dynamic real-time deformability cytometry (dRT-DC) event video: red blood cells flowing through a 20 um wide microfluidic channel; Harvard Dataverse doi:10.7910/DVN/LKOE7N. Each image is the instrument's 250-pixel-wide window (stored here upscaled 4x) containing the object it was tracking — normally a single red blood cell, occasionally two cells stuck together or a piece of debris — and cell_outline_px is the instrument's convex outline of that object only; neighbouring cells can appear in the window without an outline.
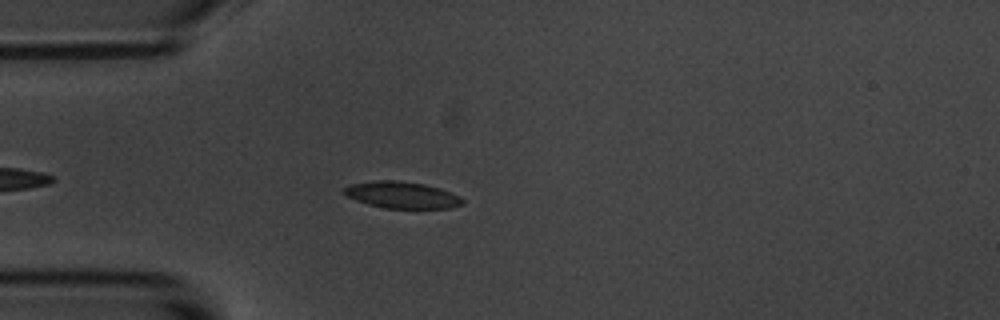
{"species": "common noctule bat (a hibernating species)", "species_latin": "Nyctalus noctula", "temperature_condition": "room temperature", "stored_images_in_passage": 32, "camera_frame_rate_fps": 3000, "um_per_image_px": 0.085, "animal": {"sex": "male", "body_mass_g": 20.1, "forearm_length_mm": 53.5}, "frame": {"image": 1, "passage_image": 7, "time_ms": 2.0, "image_size_px": [1000, 320], "cell_outline_px": [[464, 204], [452, 208], [384, 208], [368, 204], [356, 200], [340, 192], [348, 184], [376, 180], [396, 180], [424, 184], [440, 188], [452, 192], [460, 196], [464, 200]], "centroid_in_image_um": [34.17, 16.57], "position_along_channel_um": 50.8, "area_um2": 18.61}}
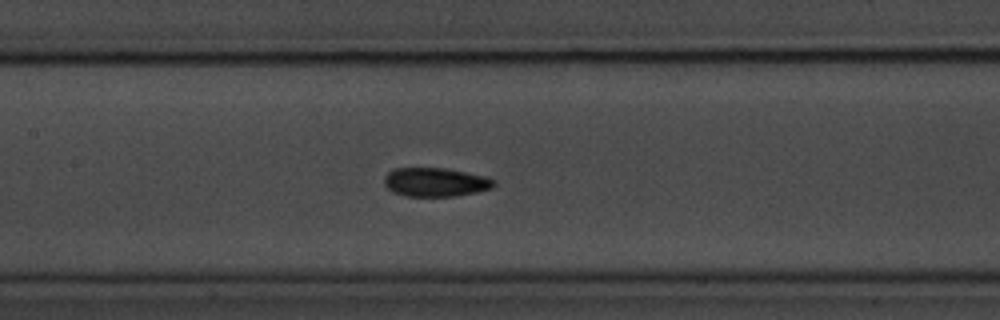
{"frame": {"image": 2, "passage_image": 18, "time_ms": 5.667, "image_size_px": [1000, 320], "cell_outline_px": [[496, 184], [492, 188], [476, 192], [456, 196], [404, 196], [392, 192], [384, 184], [384, 176], [392, 168], [444, 168], [488, 176], [496, 180]], "centroid_in_image_um": [37.02, 15.48], "position_along_channel_um": 170.4, "area_um2": 18.67}}
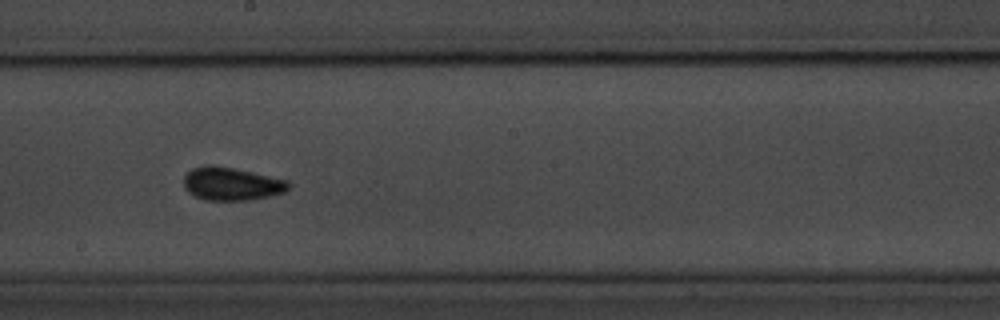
{"frame": {"image": 3, "passage_image": 23, "time_ms": 7.333, "image_size_px": [1000, 320], "cell_outline_px": [[292, 184], [284, 192], [272, 196], [252, 200], [204, 200], [188, 192], [184, 188], [184, 176], [192, 168], [232, 168], [252, 172], [288, 180]], "centroid_in_image_um": [19.74, 15.68], "position_along_channel_um": 228.5, "area_um2": 19.71}}